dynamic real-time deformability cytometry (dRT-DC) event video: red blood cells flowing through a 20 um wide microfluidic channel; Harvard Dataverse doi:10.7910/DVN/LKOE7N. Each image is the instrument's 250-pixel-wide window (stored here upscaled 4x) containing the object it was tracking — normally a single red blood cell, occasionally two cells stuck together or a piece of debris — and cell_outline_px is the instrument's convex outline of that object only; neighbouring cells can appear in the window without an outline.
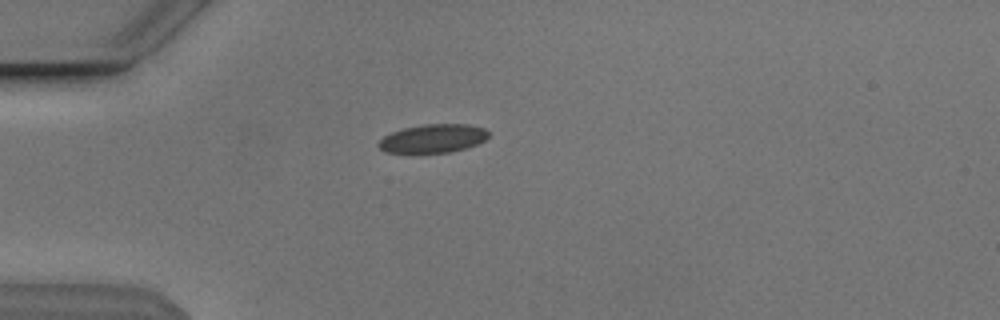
{"species": "Egyptian fruit bat (a non-hibernating species)", "species_latin": "Rousettus aegyptiacus", "temperature_condition": "cold", "stored_images_in_passage": 40, "camera_frame_rate_fps": 3000, "um_per_image_px": 0.085, "animal": {"sex": "male"}, "frame": {"image": 1, "passage_image": 1, "time_ms": 0.0, "image_size_px": [1000, 320], "cell_outline_px": [[488, 136], [484, 140], [476, 144], [464, 148], [448, 152], [384, 152], [376, 144], [384, 136], [392, 132], [404, 128], [424, 124], [468, 124], [484, 128], [488, 132]], "centroid_in_image_um": [36.79, 11.76], "position_along_channel_um": 48.2, "area_um2": 17.98}}
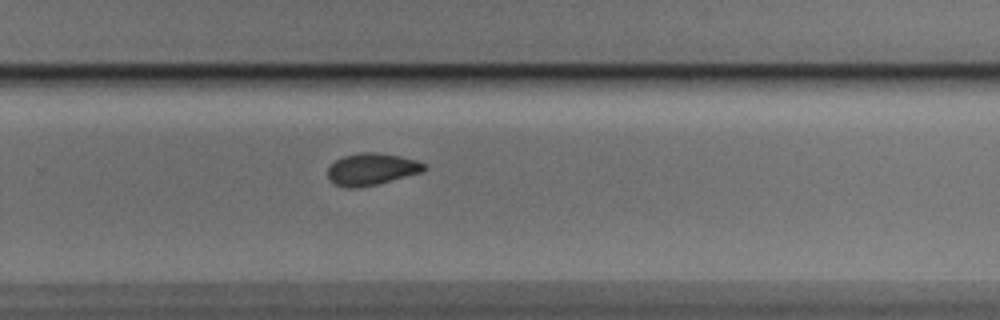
{"frame": {"image": 2, "passage_image": 22, "time_ms": 7.0, "image_size_px": [1000, 320], "cell_outline_px": [[428, 168], [424, 172], [376, 184], [356, 188], [344, 188], [332, 184], [328, 180], [328, 168], [336, 160], [344, 156], [360, 152], [376, 152], [400, 156], [416, 160], [424, 164]], "centroid_in_image_um": [31.58, 14.39], "position_along_channel_um": 298.2, "area_um2": 18.09}}
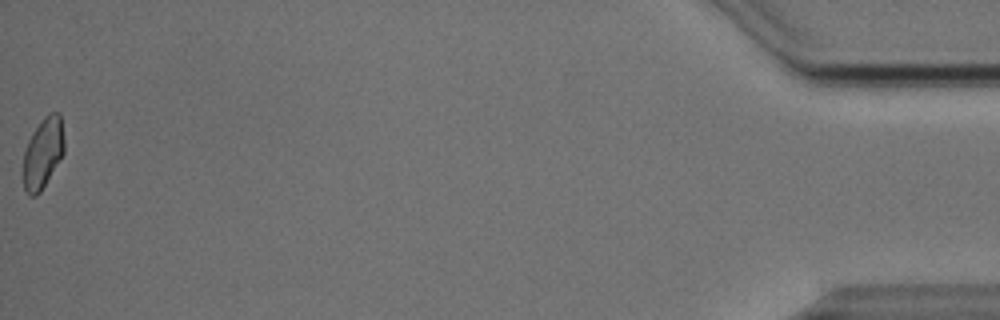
{"frame": {"image": 3, "passage_image": 40, "time_ms": 13.0, "image_size_px": [1000, 320], "cell_outline_px": [[64, 152], [40, 192], [36, 196], [28, 196], [24, 192], [20, 172], [24, 152], [28, 140], [32, 132], [44, 116], [48, 112], [60, 112], [64, 140]], "centroid_in_image_um": [3.59, 13.04], "position_along_channel_um": 431.6, "area_um2": 17.4}, "authors_computed_cell_mechanics": {"area_um2": 17.9469, "velocity_mm_per_s": 3.8345, "shape_relaxation_time_tau1_ms": 1.7663, "shape_relaxation_time_tau2_ms": 2.2721, "deformation_change_tau1": 0.0939, "deformation_change_tau2": 0.0696}}